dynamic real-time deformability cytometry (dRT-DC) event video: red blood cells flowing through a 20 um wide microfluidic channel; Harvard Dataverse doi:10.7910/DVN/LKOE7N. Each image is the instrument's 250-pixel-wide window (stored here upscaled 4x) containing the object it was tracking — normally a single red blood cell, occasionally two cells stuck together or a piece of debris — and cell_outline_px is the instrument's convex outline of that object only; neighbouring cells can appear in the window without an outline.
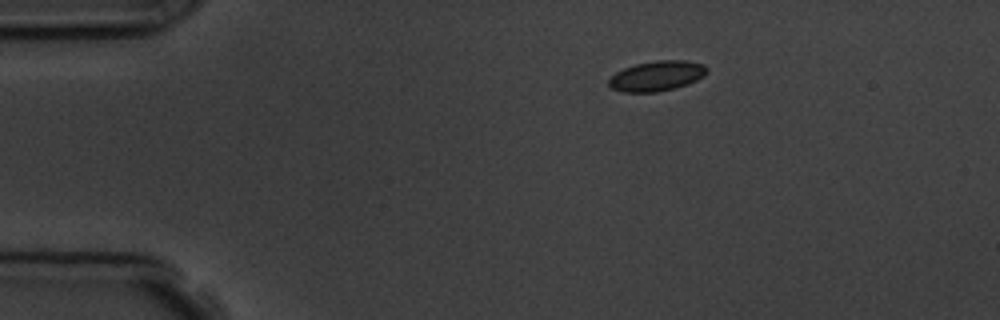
{"species": "common noctule bat (a hibernating species)", "species_latin": "Nyctalus noctula", "temperature_condition": "room temperature", "stored_images_in_passage": 3, "camera_frame_rate_fps": 3000, "um_per_image_px": 0.085, "animal": {"sex": "male", "body_mass_g": 19.5, "forearm_length_mm": 54.6}, "frame": {"image": 1, "passage_image": 1, "time_ms": 0.0, "image_size_px": [1000, 320], "cell_outline_px": [[708, 72], [704, 76], [688, 84], [676, 88], [656, 92], [620, 92], [612, 88], [608, 84], [608, 80], [616, 72], [624, 68], [636, 64], [656, 60], [688, 60], [704, 64], [708, 68]], "centroid_in_image_um": [55.86, 6.45], "position_along_channel_um": 29.1, "area_um2": 17.4}}